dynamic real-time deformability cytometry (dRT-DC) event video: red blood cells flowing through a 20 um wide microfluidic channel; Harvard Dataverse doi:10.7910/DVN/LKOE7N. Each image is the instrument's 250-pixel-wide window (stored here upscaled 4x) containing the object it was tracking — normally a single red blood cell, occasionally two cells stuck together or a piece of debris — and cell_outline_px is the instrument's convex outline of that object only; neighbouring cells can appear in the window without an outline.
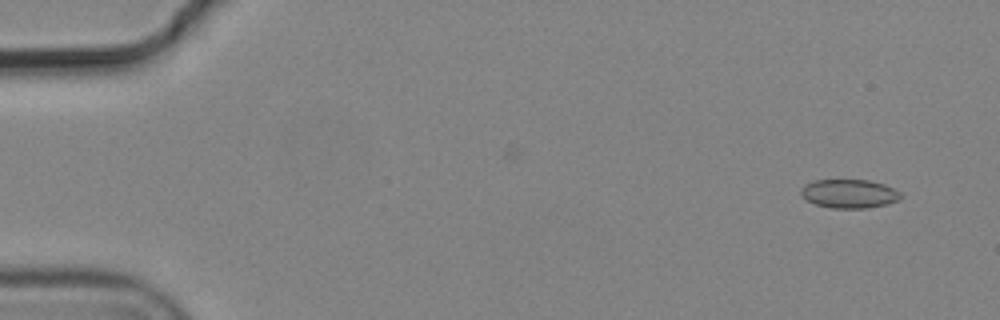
{"species": "common noctule bat (a hibernating species)", "species_latin": "Nyctalus noctula", "temperature_condition": "cold", "stored_images_in_passage": 2, "camera_frame_rate_fps": 3000, "um_per_image_px": 0.085, "animal": {"sex": "male", "body_mass_g": 19.2, "forearm_length_mm": 51.8}, "frame": {"image": 1, "passage_image": 2, "time_ms": 0.333, "image_size_px": [1000, 320], "cell_outline_px": [[900, 196], [896, 200], [888, 204], [868, 208], [832, 208], [816, 204], [800, 196], [800, 188], [804, 184], [812, 180], [868, 180], [884, 184], [900, 192]], "centroid_in_image_um": [72.13, 16.46], "position_along_channel_um": 12.9, "area_um2": 16.7}}